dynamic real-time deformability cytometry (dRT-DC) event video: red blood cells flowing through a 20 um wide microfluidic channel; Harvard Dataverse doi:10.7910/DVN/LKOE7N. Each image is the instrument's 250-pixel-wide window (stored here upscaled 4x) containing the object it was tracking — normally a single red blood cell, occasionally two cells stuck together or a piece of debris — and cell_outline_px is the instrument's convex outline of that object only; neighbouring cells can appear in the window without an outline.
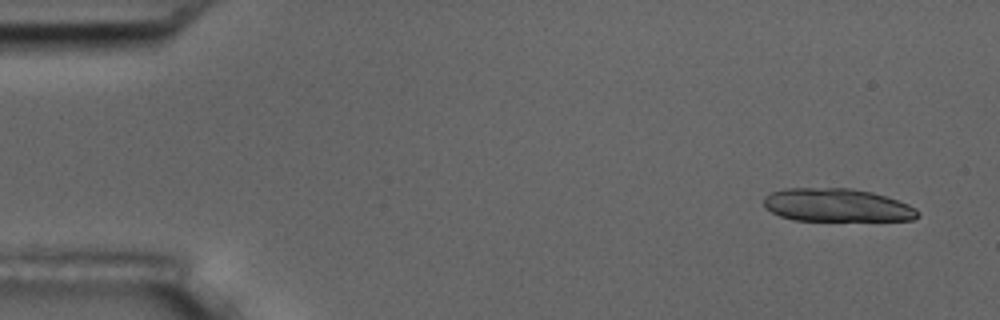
{"species": "common noctule bat (a hibernating species)", "species_latin": "Nyctalus noctula", "temperature_condition": "room temperature", "stored_images_in_passage": 5, "camera_frame_rate_fps": 3000, "um_per_image_px": 0.085, "animal": {"sex": "male", "body_mass_g": 17.5, "forearm_length_mm": 52.3}, "frame": {"image": 1, "passage_image": 1, "time_ms": 0.0, "image_size_px": [1000, 320], "cell_outline_px": [[920, 216], [912, 220], [792, 220], [780, 216], [764, 208], [764, 196], [772, 192], [784, 188], [852, 188], [872, 192], [908, 204], [916, 208], [920, 212]], "centroid_in_image_um": [71.12, 17.44], "position_along_channel_um": 13.9, "area_um2": 29.77}}